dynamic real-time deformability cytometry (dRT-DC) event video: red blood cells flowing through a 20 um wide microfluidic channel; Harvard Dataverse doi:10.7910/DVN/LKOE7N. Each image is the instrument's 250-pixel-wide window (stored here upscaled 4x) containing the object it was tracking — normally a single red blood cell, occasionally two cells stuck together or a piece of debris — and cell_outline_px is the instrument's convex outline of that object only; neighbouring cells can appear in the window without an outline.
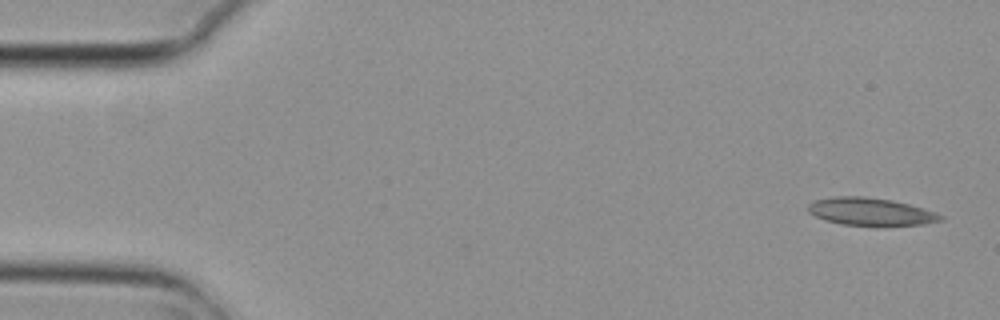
{"species": "common noctule bat (a hibernating species)", "species_latin": "Nyctalus noctula", "temperature_condition": "cold", "stored_images_in_passage": 4, "camera_frame_rate_fps": 3000, "um_per_image_px": 0.085, "animal": {"sex": "female", "body_mass_g": 29.2, "forearm_length_mm": 56.3}, "frame": {"image": 1, "passage_image": 1, "time_ms": 0.0, "image_size_px": [1000, 320], "cell_outline_px": [[944, 220], [920, 224], [876, 228], [840, 224], [824, 220], [808, 212], [808, 204], [816, 200], [836, 196], [864, 196], [892, 200], [908, 204], [936, 212], [944, 216]], "centroid_in_image_um": [74.02, 18.03], "position_along_channel_um": 11.0, "area_um2": 21.96}}
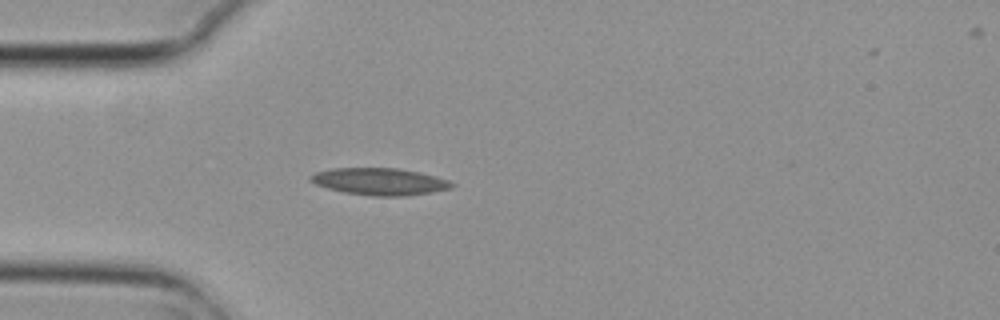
{"frame": {"image": 2, "passage_image": 4, "time_ms": 1.0, "image_size_px": [1000, 320], "cell_outline_px": [[456, 184], [452, 188], [432, 192], [408, 196], [372, 196], [344, 192], [328, 188], [316, 184], [308, 180], [308, 176], [316, 172], [332, 168], [396, 168], [420, 172], [436, 176], [448, 180]], "centroid_in_image_um": [32.28, 15.43], "position_along_channel_um": 52.7, "area_um2": 22.37}}